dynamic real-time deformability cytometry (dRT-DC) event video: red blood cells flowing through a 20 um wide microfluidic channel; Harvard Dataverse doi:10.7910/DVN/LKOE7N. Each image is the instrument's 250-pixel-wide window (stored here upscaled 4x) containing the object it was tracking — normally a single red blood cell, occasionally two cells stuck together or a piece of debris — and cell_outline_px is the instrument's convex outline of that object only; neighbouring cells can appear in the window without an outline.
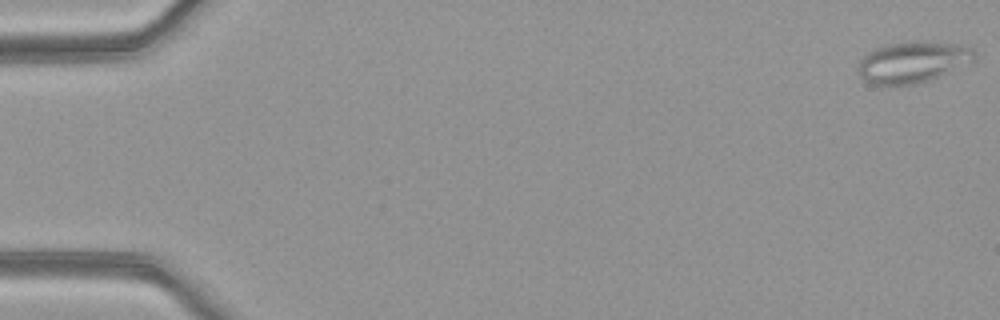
{"species": "common noctule bat (a hibernating species)", "species_latin": "Nyctalus noctula", "temperature_condition": "warm", "stored_images_in_passage": 52, "camera_frame_rate_fps": 3000, "um_per_image_px": 0.085, "animal": {"sex": "female", "body_mass_g": 21.9}, "frame": {"image": 1, "passage_image": 1, "time_ms": 0.0, "image_size_px": [1000, 320], "cell_outline_px": [[976, 56], [972, 60], [928, 80], [916, 84], [872, 84], [864, 80], [860, 76], [856, 68], [860, 60], [868, 52], [884, 44], [904, 40], [924, 40], [960, 44], [972, 48], [976, 52]], "centroid_in_image_um": [77.53, 5.22], "position_along_channel_um": 7.5, "area_um2": 27.98}}
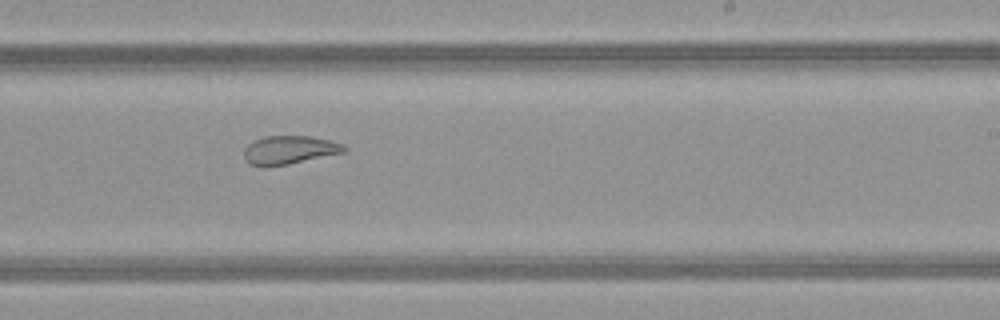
{"frame": {"image": 2, "passage_image": 32, "time_ms": 10.333, "image_size_px": [1000, 320], "cell_outline_px": [[348, 148], [344, 152], [288, 164], [264, 168], [248, 164], [244, 160], [244, 148], [248, 144], [264, 136], [312, 136], [344, 144]], "centroid_in_image_um": [24.55, 12.76], "position_along_channel_um": 264.5, "area_um2": 16.76}}
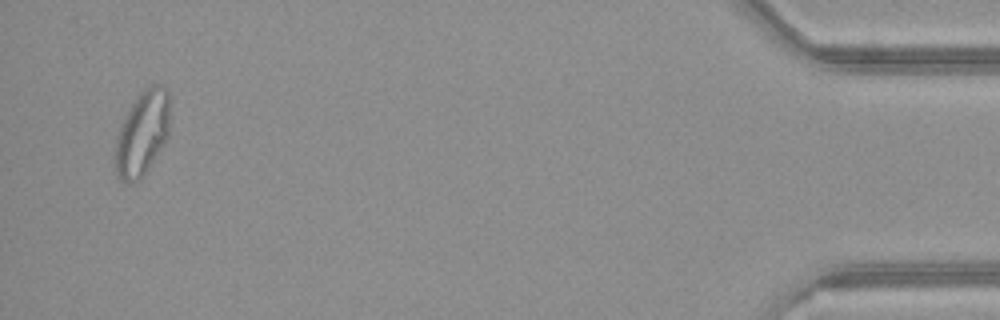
{"frame": {"image": 3, "passage_image": 50, "time_ms": 16.333, "image_size_px": [1000, 320], "cell_outline_px": [[168, 136], [144, 176], [140, 180], [128, 184], [120, 180], [116, 176], [112, 156], [116, 136], [120, 124], [136, 96], [148, 84], [164, 84], [168, 88]], "centroid_in_image_um": [12.03, 11.36], "position_along_channel_um": 423.2, "area_um2": 27.74}, "authors_computed_cell_mechanics": {"area_um2": 23.9292, "velocity_mm_per_s": 4.0356, "shape_relaxation_time_tau1_ms": null, "shape_relaxation_time_tau2_ms": 1.8859, "deformation_change_tau1": null, "deformation_change_tau2": 0.091}}